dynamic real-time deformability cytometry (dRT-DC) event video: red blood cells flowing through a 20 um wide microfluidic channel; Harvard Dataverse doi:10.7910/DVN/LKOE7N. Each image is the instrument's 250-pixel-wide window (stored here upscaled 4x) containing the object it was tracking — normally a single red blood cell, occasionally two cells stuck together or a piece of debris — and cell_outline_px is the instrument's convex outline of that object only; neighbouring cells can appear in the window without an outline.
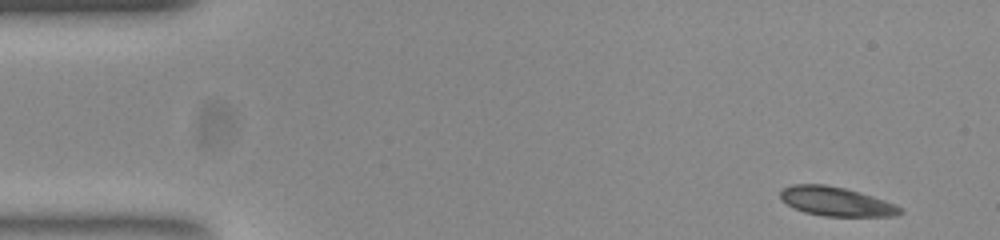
{"species": "common noctule bat (a hibernating species)", "species_latin": "Nyctalus noctula", "temperature_condition": "room temperature", "stored_images_in_passage": 51, "camera_frame_rate_fps": 3000, "um_per_image_px": 0.085, "animal": {"sex": "female", "body_mass_g": 23.0, "forearm_length_mm": 53.4}, "frame": {"image": 1, "passage_image": 1, "time_ms": 0.0, "image_size_px": [1000, 240], "cell_outline_px": [[904, 212], [896, 216], [824, 216], [804, 212], [780, 200], [780, 192], [784, 188], [792, 184], [824, 184], [844, 188], [860, 192], [896, 204]], "centroid_in_image_um": [71.08, 17.12], "position_along_channel_um": 13.9, "area_um2": 20.23}}
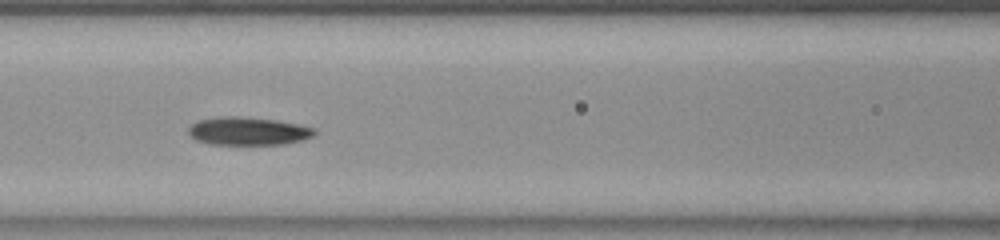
{"frame": {"image": 2, "passage_image": 20, "time_ms": 6.333, "image_size_px": [1000, 240], "cell_outline_px": [[316, 132], [312, 136], [300, 140], [284, 144], [208, 144], [196, 140], [188, 132], [188, 128], [196, 120], [220, 116], [236, 116], [276, 120], [300, 124], [316, 128]], "centroid_in_image_um": [21.07, 11.13], "position_along_channel_um": 145.5, "area_um2": 20.63}}
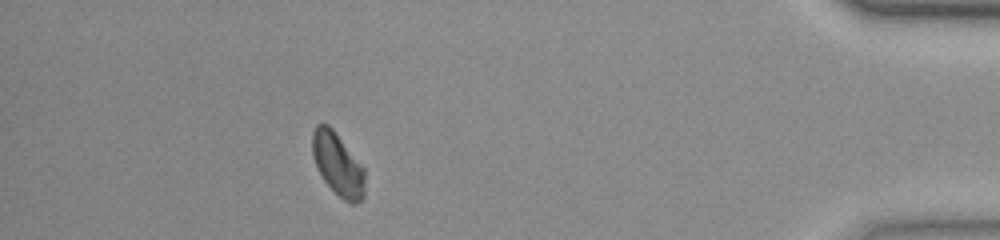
{"frame": {"image": 3, "passage_image": 45, "time_ms": 14.667, "image_size_px": [1000, 240], "cell_outline_px": [[364, 196], [356, 204], [348, 204], [324, 180], [312, 156], [312, 132], [316, 124], [328, 124], [336, 132], [364, 168]], "centroid_in_image_um": [28.71, 13.95], "position_along_channel_um": 406.5, "area_um2": 19.02}, "authors_computed_cell_mechanics": {"area_um2": 20.3456, "velocity_mm_per_s": 3.7995, "shape_relaxation_time_tau1_ms": 2.7504, "shape_relaxation_time_tau2_ms": null, "deformation_change_tau1": 0.0776, "deformation_change_tau2": null}}